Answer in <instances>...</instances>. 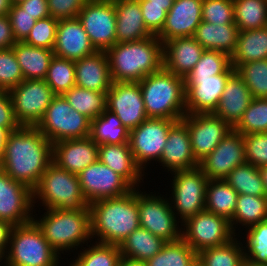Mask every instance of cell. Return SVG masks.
Masks as SVG:
<instances>
[{
  "mask_svg": "<svg viewBox=\"0 0 267 266\" xmlns=\"http://www.w3.org/2000/svg\"><path fill=\"white\" fill-rule=\"evenodd\" d=\"M53 162V143L36 127L21 126L6 140L2 170L33 190Z\"/></svg>",
  "mask_w": 267,
  "mask_h": 266,
  "instance_id": "1",
  "label": "cell"
},
{
  "mask_svg": "<svg viewBox=\"0 0 267 266\" xmlns=\"http://www.w3.org/2000/svg\"><path fill=\"white\" fill-rule=\"evenodd\" d=\"M92 240L120 245L140 227L138 188L116 197L89 204Z\"/></svg>",
  "mask_w": 267,
  "mask_h": 266,
  "instance_id": "2",
  "label": "cell"
},
{
  "mask_svg": "<svg viewBox=\"0 0 267 266\" xmlns=\"http://www.w3.org/2000/svg\"><path fill=\"white\" fill-rule=\"evenodd\" d=\"M41 211L34 209L32 221L51 247L60 256L63 255L64 260H68V257L72 256L70 254H74L92 241L89 207L81 210L44 209V213ZM64 255L68 257L65 258Z\"/></svg>",
  "mask_w": 267,
  "mask_h": 266,
  "instance_id": "3",
  "label": "cell"
},
{
  "mask_svg": "<svg viewBox=\"0 0 267 266\" xmlns=\"http://www.w3.org/2000/svg\"><path fill=\"white\" fill-rule=\"evenodd\" d=\"M106 53L112 82H139L163 68V43L154 35L116 43Z\"/></svg>",
  "mask_w": 267,
  "mask_h": 266,
  "instance_id": "4",
  "label": "cell"
},
{
  "mask_svg": "<svg viewBox=\"0 0 267 266\" xmlns=\"http://www.w3.org/2000/svg\"><path fill=\"white\" fill-rule=\"evenodd\" d=\"M148 118L182 120L186 115L184 78L162 68L139 81Z\"/></svg>",
  "mask_w": 267,
  "mask_h": 266,
  "instance_id": "5",
  "label": "cell"
},
{
  "mask_svg": "<svg viewBox=\"0 0 267 266\" xmlns=\"http://www.w3.org/2000/svg\"><path fill=\"white\" fill-rule=\"evenodd\" d=\"M32 193L34 209L81 210L89 206L78 175L59 168L53 162L42 174Z\"/></svg>",
  "mask_w": 267,
  "mask_h": 266,
  "instance_id": "6",
  "label": "cell"
},
{
  "mask_svg": "<svg viewBox=\"0 0 267 266\" xmlns=\"http://www.w3.org/2000/svg\"><path fill=\"white\" fill-rule=\"evenodd\" d=\"M31 221L13 226L6 251V266H62L67 263ZM62 263V264H61Z\"/></svg>",
  "mask_w": 267,
  "mask_h": 266,
  "instance_id": "7",
  "label": "cell"
},
{
  "mask_svg": "<svg viewBox=\"0 0 267 266\" xmlns=\"http://www.w3.org/2000/svg\"><path fill=\"white\" fill-rule=\"evenodd\" d=\"M169 175L171 177L170 181H167L169 189L166 186L164 190L169 191L168 193L166 191L165 195L169 196L168 200L177 219L183 223L189 217L204 211L209 179L204 175L203 170L198 166Z\"/></svg>",
  "mask_w": 267,
  "mask_h": 266,
  "instance_id": "8",
  "label": "cell"
},
{
  "mask_svg": "<svg viewBox=\"0 0 267 266\" xmlns=\"http://www.w3.org/2000/svg\"><path fill=\"white\" fill-rule=\"evenodd\" d=\"M138 188V210L140 227L150 231L165 242L181 239L182 223L177 219L168 196Z\"/></svg>",
  "mask_w": 267,
  "mask_h": 266,
  "instance_id": "9",
  "label": "cell"
},
{
  "mask_svg": "<svg viewBox=\"0 0 267 266\" xmlns=\"http://www.w3.org/2000/svg\"><path fill=\"white\" fill-rule=\"evenodd\" d=\"M91 120L72 109L63 95H55L36 128L52 143L90 136Z\"/></svg>",
  "mask_w": 267,
  "mask_h": 266,
  "instance_id": "10",
  "label": "cell"
},
{
  "mask_svg": "<svg viewBox=\"0 0 267 266\" xmlns=\"http://www.w3.org/2000/svg\"><path fill=\"white\" fill-rule=\"evenodd\" d=\"M176 121L178 120L147 118L136 128L130 130L129 145L131 152L136 164L144 173L150 168V172L148 171L146 175L151 172L154 173L151 171V167L159 162L167 142L169 130Z\"/></svg>",
  "mask_w": 267,
  "mask_h": 266,
  "instance_id": "11",
  "label": "cell"
},
{
  "mask_svg": "<svg viewBox=\"0 0 267 266\" xmlns=\"http://www.w3.org/2000/svg\"><path fill=\"white\" fill-rule=\"evenodd\" d=\"M236 235L230 221L206 210L182 223L181 238L196 252L231 241Z\"/></svg>",
  "mask_w": 267,
  "mask_h": 266,
  "instance_id": "12",
  "label": "cell"
},
{
  "mask_svg": "<svg viewBox=\"0 0 267 266\" xmlns=\"http://www.w3.org/2000/svg\"><path fill=\"white\" fill-rule=\"evenodd\" d=\"M20 126L36 127L55 94L45 80H23L9 91Z\"/></svg>",
  "mask_w": 267,
  "mask_h": 266,
  "instance_id": "13",
  "label": "cell"
},
{
  "mask_svg": "<svg viewBox=\"0 0 267 266\" xmlns=\"http://www.w3.org/2000/svg\"><path fill=\"white\" fill-rule=\"evenodd\" d=\"M77 18L97 51H107L117 43L114 2L89 0Z\"/></svg>",
  "mask_w": 267,
  "mask_h": 266,
  "instance_id": "14",
  "label": "cell"
},
{
  "mask_svg": "<svg viewBox=\"0 0 267 266\" xmlns=\"http://www.w3.org/2000/svg\"><path fill=\"white\" fill-rule=\"evenodd\" d=\"M78 178L88 204L101 199L120 197L134 189L123 176L99 160L82 170Z\"/></svg>",
  "mask_w": 267,
  "mask_h": 266,
  "instance_id": "15",
  "label": "cell"
},
{
  "mask_svg": "<svg viewBox=\"0 0 267 266\" xmlns=\"http://www.w3.org/2000/svg\"><path fill=\"white\" fill-rule=\"evenodd\" d=\"M182 120L187 124L192 153L198 162L210 154L233 129L213 113L186 114Z\"/></svg>",
  "mask_w": 267,
  "mask_h": 266,
  "instance_id": "16",
  "label": "cell"
},
{
  "mask_svg": "<svg viewBox=\"0 0 267 266\" xmlns=\"http://www.w3.org/2000/svg\"><path fill=\"white\" fill-rule=\"evenodd\" d=\"M33 193L25 184L0 171V220L12 226L24 225L33 218Z\"/></svg>",
  "mask_w": 267,
  "mask_h": 266,
  "instance_id": "17",
  "label": "cell"
},
{
  "mask_svg": "<svg viewBox=\"0 0 267 266\" xmlns=\"http://www.w3.org/2000/svg\"><path fill=\"white\" fill-rule=\"evenodd\" d=\"M107 109L129 130L148 118L139 82H112L107 92Z\"/></svg>",
  "mask_w": 267,
  "mask_h": 266,
  "instance_id": "18",
  "label": "cell"
},
{
  "mask_svg": "<svg viewBox=\"0 0 267 266\" xmlns=\"http://www.w3.org/2000/svg\"><path fill=\"white\" fill-rule=\"evenodd\" d=\"M245 162L243 135L232 129L217 147L199 162V167L209 180H224L235 167Z\"/></svg>",
  "mask_w": 267,
  "mask_h": 266,
  "instance_id": "19",
  "label": "cell"
},
{
  "mask_svg": "<svg viewBox=\"0 0 267 266\" xmlns=\"http://www.w3.org/2000/svg\"><path fill=\"white\" fill-rule=\"evenodd\" d=\"M232 74L184 78L186 114L213 113Z\"/></svg>",
  "mask_w": 267,
  "mask_h": 266,
  "instance_id": "20",
  "label": "cell"
},
{
  "mask_svg": "<svg viewBox=\"0 0 267 266\" xmlns=\"http://www.w3.org/2000/svg\"><path fill=\"white\" fill-rule=\"evenodd\" d=\"M158 164L156 166H160L159 168L162 166V172H168V174L199 166V162L192 153L187 124L183 120H178L171 126Z\"/></svg>",
  "mask_w": 267,
  "mask_h": 266,
  "instance_id": "21",
  "label": "cell"
},
{
  "mask_svg": "<svg viewBox=\"0 0 267 266\" xmlns=\"http://www.w3.org/2000/svg\"><path fill=\"white\" fill-rule=\"evenodd\" d=\"M201 21L202 0H174L157 37L162 43L173 38L193 37Z\"/></svg>",
  "mask_w": 267,
  "mask_h": 266,
  "instance_id": "22",
  "label": "cell"
},
{
  "mask_svg": "<svg viewBox=\"0 0 267 266\" xmlns=\"http://www.w3.org/2000/svg\"><path fill=\"white\" fill-rule=\"evenodd\" d=\"M97 145L90 137L53 143V163L75 175L98 160Z\"/></svg>",
  "mask_w": 267,
  "mask_h": 266,
  "instance_id": "23",
  "label": "cell"
},
{
  "mask_svg": "<svg viewBox=\"0 0 267 266\" xmlns=\"http://www.w3.org/2000/svg\"><path fill=\"white\" fill-rule=\"evenodd\" d=\"M96 51L78 18L58 20L55 56L76 61Z\"/></svg>",
  "mask_w": 267,
  "mask_h": 266,
  "instance_id": "24",
  "label": "cell"
},
{
  "mask_svg": "<svg viewBox=\"0 0 267 266\" xmlns=\"http://www.w3.org/2000/svg\"><path fill=\"white\" fill-rule=\"evenodd\" d=\"M204 50L193 37L170 39L163 43V68L185 78Z\"/></svg>",
  "mask_w": 267,
  "mask_h": 266,
  "instance_id": "25",
  "label": "cell"
},
{
  "mask_svg": "<svg viewBox=\"0 0 267 266\" xmlns=\"http://www.w3.org/2000/svg\"><path fill=\"white\" fill-rule=\"evenodd\" d=\"M74 63L76 86L101 93L109 91L112 79L106 51H96Z\"/></svg>",
  "mask_w": 267,
  "mask_h": 266,
  "instance_id": "26",
  "label": "cell"
},
{
  "mask_svg": "<svg viewBox=\"0 0 267 266\" xmlns=\"http://www.w3.org/2000/svg\"><path fill=\"white\" fill-rule=\"evenodd\" d=\"M98 160L123 176L134 188L147 184L144 179L146 176V180L149 179L148 175L136 164L129 143L100 144Z\"/></svg>",
  "mask_w": 267,
  "mask_h": 266,
  "instance_id": "27",
  "label": "cell"
},
{
  "mask_svg": "<svg viewBox=\"0 0 267 266\" xmlns=\"http://www.w3.org/2000/svg\"><path fill=\"white\" fill-rule=\"evenodd\" d=\"M253 97L236 71L228 78L214 115L234 128L241 120Z\"/></svg>",
  "mask_w": 267,
  "mask_h": 266,
  "instance_id": "28",
  "label": "cell"
},
{
  "mask_svg": "<svg viewBox=\"0 0 267 266\" xmlns=\"http://www.w3.org/2000/svg\"><path fill=\"white\" fill-rule=\"evenodd\" d=\"M114 5L117 43L139 41L153 36L144 24L138 0H118Z\"/></svg>",
  "mask_w": 267,
  "mask_h": 266,
  "instance_id": "29",
  "label": "cell"
},
{
  "mask_svg": "<svg viewBox=\"0 0 267 266\" xmlns=\"http://www.w3.org/2000/svg\"><path fill=\"white\" fill-rule=\"evenodd\" d=\"M239 30L236 24L201 23L196 28L193 38L205 49L216 50L228 54H234Z\"/></svg>",
  "mask_w": 267,
  "mask_h": 266,
  "instance_id": "30",
  "label": "cell"
},
{
  "mask_svg": "<svg viewBox=\"0 0 267 266\" xmlns=\"http://www.w3.org/2000/svg\"><path fill=\"white\" fill-rule=\"evenodd\" d=\"M12 49L25 80L45 79L50 61L54 56L53 50L31 46L24 42H16Z\"/></svg>",
  "mask_w": 267,
  "mask_h": 266,
  "instance_id": "31",
  "label": "cell"
},
{
  "mask_svg": "<svg viewBox=\"0 0 267 266\" xmlns=\"http://www.w3.org/2000/svg\"><path fill=\"white\" fill-rule=\"evenodd\" d=\"M229 221L236 236L253 225L267 221V197L239 194L235 212Z\"/></svg>",
  "mask_w": 267,
  "mask_h": 266,
  "instance_id": "32",
  "label": "cell"
},
{
  "mask_svg": "<svg viewBox=\"0 0 267 266\" xmlns=\"http://www.w3.org/2000/svg\"><path fill=\"white\" fill-rule=\"evenodd\" d=\"M85 246L66 260L67 266H118L122 256L119 245L92 240Z\"/></svg>",
  "mask_w": 267,
  "mask_h": 266,
  "instance_id": "33",
  "label": "cell"
},
{
  "mask_svg": "<svg viewBox=\"0 0 267 266\" xmlns=\"http://www.w3.org/2000/svg\"><path fill=\"white\" fill-rule=\"evenodd\" d=\"M130 130L122 125L114 112L106 109L100 116L91 120L90 138L97 144L129 143Z\"/></svg>",
  "mask_w": 267,
  "mask_h": 266,
  "instance_id": "34",
  "label": "cell"
},
{
  "mask_svg": "<svg viewBox=\"0 0 267 266\" xmlns=\"http://www.w3.org/2000/svg\"><path fill=\"white\" fill-rule=\"evenodd\" d=\"M267 59V27L239 31L237 47L231 64H243Z\"/></svg>",
  "mask_w": 267,
  "mask_h": 266,
  "instance_id": "35",
  "label": "cell"
},
{
  "mask_svg": "<svg viewBox=\"0 0 267 266\" xmlns=\"http://www.w3.org/2000/svg\"><path fill=\"white\" fill-rule=\"evenodd\" d=\"M165 243L162 238L139 227L123 240L119 249L122 256L147 262L161 251Z\"/></svg>",
  "mask_w": 267,
  "mask_h": 266,
  "instance_id": "36",
  "label": "cell"
},
{
  "mask_svg": "<svg viewBox=\"0 0 267 266\" xmlns=\"http://www.w3.org/2000/svg\"><path fill=\"white\" fill-rule=\"evenodd\" d=\"M244 261V245L239 236H235L226 244L206 248L197 253L199 266H241Z\"/></svg>",
  "mask_w": 267,
  "mask_h": 266,
  "instance_id": "37",
  "label": "cell"
},
{
  "mask_svg": "<svg viewBox=\"0 0 267 266\" xmlns=\"http://www.w3.org/2000/svg\"><path fill=\"white\" fill-rule=\"evenodd\" d=\"M238 193L225 180H209L205 210L230 220L237 204Z\"/></svg>",
  "mask_w": 267,
  "mask_h": 266,
  "instance_id": "38",
  "label": "cell"
},
{
  "mask_svg": "<svg viewBox=\"0 0 267 266\" xmlns=\"http://www.w3.org/2000/svg\"><path fill=\"white\" fill-rule=\"evenodd\" d=\"M63 96L72 109L85 115L90 120L97 118L107 109V93L74 86Z\"/></svg>",
  "mask_w": 267,
  "mask_h": 266,
  "instance_id": "39",
  "label": "cell"
},
{
  "mask_svg": "<svg viewBox=\"0 0 267 266\" xmlns=\"http://www.w3.org/2000/svg\"><path fill=\"white\" fill-rule=\"evenodd\" d=\"M233 4L239 31L267 27V0H233Z\"/></svg>",
  "mask_w": 267,
  "mask_h": 266,
  "instance_id": "40",
  "label": "cell"
},
{
  "mask_svg": "<svg viewBox=\"0 0 267 266\" xmlns=\"http://www.w3.org/2000/svg\"><path fill=\"white\" fill-rule=\"evenodd\" d=\"M197 253L181 238L166 242L161 251L147 261V266H196Z\"/></svg>",
  "mask_w": 267,
  "mask_h": 266,
  "instance_id": "41",
  "label": "cell"
},
{
  "mask_svg": "<svg viewBox=\"0 0 267 266\" xmlns=\"http://www.w3.org/2000/svg\"><path fill=\"white\" fill-rule=\"evenodd\" d=\"M224 180L238 195L266 196L259 168L250 163L238 165Z\"/></svg>",
  "mask_w": 267,
  "mask_h": 266,
  "instance_id": "42",
  "label": "cell"
},
{
  "mask_svg": "<svg viewBox=\"0 0 267 266\" xmlns=\"http://www.w3.org/2000/svg\"><path fill=\"white\" fill-rule=\"evenodd\" d=\"M239 237L244 245L245 260L267 266V221L247 228Z\"/></svg>",
  "mask_w": 267,
  "mask_h": 266,
  "instance_id": "43",
  "label": "cell"
},
{
  "mask_svg": "<svg viewBox=\"0 0 267 266\" xmlns=\"http://www.w3.org/2000/svg\"><path fill=\"white\" fill-rule=\"evenodd\" d=\"M44 80L55 95H63L76 86L74 61L54 55Z\"/></svg>",
  "mask_w": 267,
  "mask_h": 266,
  "instance_id": "44",
  "label": "cell"
},
{
  "mask_svg": "<svg viewBox=\"0 0 267 266\" xmlns=\"http://www.w3.org/2000/svg\"><path fill=\"white\" fill-rule=\"evenodd\" d=\"M231 57L216 50H204L200 60L185 78H206L217 74H233Z\"/></svg>",
  "mask_w": 267,
  "mask_h": 266,
  "instance_id": "45",
  "label": "cell"
},
{
  "mask_svg": "<svg viewBox=\"0 0 267 266\" xmlns=\"http://www.w3.org/2000/svg\"><path fill=\"white\" fill-rule=\"evenodd\" d=\"M232 66L244 80L253 98H267V59Z\"/></svg>",
  "mask_w": 267,
  "mask_h": 266,
  "instance_id": "46",
  "label": "cell"
},
{
  "mask_svg": "<svg viewBox=\"0 0 267 266\" xmlns=\"http://www.w3.org/2000/svg\"><path fill=\"white\" fill-rule=\"evenodd\" d=\"M233 129L242 135L267 132V98H253Z\"/></svg>",
  "mask_w": 267,
  "mask_h": 266,
  "instance_id": "47",
  "label": "cell"
},
{
  "mask_svg": "<svg viewBox=\"0 0 267 266\" xmlns=\"http://www.w3.org/2000/svg\"><path fill=\"white\" fill-rule=\"evenodd\" d=\"M24 80L12 48L0 49V90L10 91Z\"/></svg>",
  "mask_w": 267,
  "mask_h": 266,
  "instance_id": "48",
  "label": "cell"
},
{
  "mask_svg": "<svg viewBox=\"0 0 267 266\" xmlns=\"http://www.w3.org/2000/svg\"><path fill=\"white\" fill-rule=\"evenodd\" d=\"M57 23L58 19L51 16L37 20L23 42L31 46L53 50L56 42Z\"/></svg>",
  "mask_w": 267,
  "mask_h": 266,
  "instance_id": "49",
  "label": "cell"
},
{
  "mask_svg": "<svg viewBox=\"0 0 267 266\" xmlns=\"http://www.w3.org/2000/svg\"><path fill=\"white\" fill-rule=\"evenodd\" d=\"M202 21L217 25L235 24L233 0H202Z\"/></svg>",
  "mask_w": 267,
  "mask_h": 266,
  "instance_id": "50",
  "label": "cell"
},
{
  "mask_svg": "<svg viewBox=\"0 0 267 266\" xmlns=\"http://www.w3.org/2000/svg\"><path fill=\"white\" fill-rule=\"evenodd\" d=\"M245 160L257 168L267 165V132L243 135Z\"/></svg>",
  "mask_w": 267,
  "mask_h": 266,
  "instance_id": "51",
  "label": "cell"
},
{
  "mask_svg": "<svg viewBox=\"0 0 267 266\" xmlns=\"http://www.w3.org/2000/svg\"><path fill=\"white\" fill-rule=\"evenodd\" d=\"M8 17L10 18L12 33L16 42H23L37 21L18 4H12Z\"/></svg>",
  "mask_w": 267,
  "mask_h": 266,
  "instance_id": "52",
  "label": "cell"
},
{
  "mask_svg": "<svg viewBox=\"0 0 267 266\" xmlns=\"http://www.w3.org/2000/svg\"><path fill=\"white\" fill-rule=\"evenodd\" d=\"M147 30L157 36L165 23L167 12L172 6L148 5V0H138Z\"/></svg>",
  "mask_w": 267,
  "mask_h": 266,
  "instance_id": "53",
  "label": "cell"
},
{
  "mask_svg": "<svg viewBox=\"0 0 267 266\" xmlns=\"http://www.w3.org/2000/svg\"><path fill=\"white\" fill-rule=\"evenodd\" d=\"M89 0H47L50 16L61 19L77 18L80 10Z\"/></svg>",
  "mask_w": 267,
  "mask_h": 266,
  "instance_id": "54",
  "label": "cell"
},
{
  "mask_svg": "<svg viewBox=\"0 0 267 266\" xmlns=\"http://www.w3.org/2000/svg\"><path fill=\"white\" fill-rule=\"evenodd\" d=\"M0 127L7 129L9 132L16 131L21 127L15 118L9 91L3 90H0Z\"/></svg>",
  "mask_w": 267,
  "mask_h": 266,
  "instance_id": "55",
  "label": "cell"
},
{
  "mask_svg": "<svg viewBox=\"0 0 267 266\" xmlns=\"http://www.w3.org/2000/svg\"><path fill=\"white\" fill-rule=\"evenodd\" d=\"M18 5L36 20L50 16L47 0H22Z\"/></svg>",
  "mask_w": 267,
  "mask_h": 266,
  "instance_id": "56",
  "label": "cell"
},
{
  "mask_svg": "<svg viewBox=\"0 0 267 266\" xmlns=\"http://www.w3.org/2000/svg\"><path fill=\"white\" fill-rule=\"evenodd\" d=\"M15 43L10 18L8 15L0 16V49L12 48Z\"/></svg>",
  "mask_w": 267,
  "mask_h": 266,
  "instance_id": "57",
  "label": "cell"
},
{
  "mask_svg": "<svg viewBox=\"0 0 267 266\" xmlns=\"http://www.w3.org/2000/svg\"><path fill=\"white\" fill-rule=\"evenodd\" d=\"M12 228L13 226L10 223L0 220V249L5 254L8 248Z\"/></svg>",
  "mask_w": 267,
  "mask_h": 266,
  "instance_id": "58",
  "label": "cell"
},
{
  "mask_svg": "<svg viewBox=\"0 0 267 266\" xmlns=\"http://www.w3.org/2000/svg\"><path fill=\"white\" fill-rule=\"evenodd\" d=\"M118 266H147V262L129 258L126 256H121Z\"/></svg>",
  "mask_w": 267,
  "mask_h": 266,
  "instance_id": "59",
  "label": "cell"
},
{
  "mask_svg": "<svg viewBox=\"0 0 267 266\" xmlns=\"http://www.w3.org/2000/svg\"><path fill=\"white\" fill-rule=\"evenodd\" d=\"M9 133L10 132L7 129L0 127V161L5 154L6 140Z\"/></svg>",
  "mask_w": 267,
  "mask_h": 266,
  "instance_id": "60",
  "label": "cell"
},
{
  "mask_svg": "<svg viewBox=\"0 0 267 266\" xmlns=\"http://www.w3.org/2000/svg\"><path fill=\"white\" fill-rule=\"evenodd\" d=\"M11 6V0H0V16L8 15Z\"/></svg>",
  "mask_w": 267,
  "mask_h": 266,
  "instance_id": "61",
  "label": "cell"
},
{
  "mask_svg": "<svg viewBox=\"0 0 267 266\" xmlns=\"http://www.w3.org/2000/svg\"><path fill=\"white\" fill-rule=\"evenodd\" d=\"M259 173L264 185L265 194L267 197V165L259 167Z\"/></svg>",
  "mask_w": 267,
  "mask_h": 266,
  "instance_id": "62",
  "label": "cell"
},
{
  "mask_svg": "<svg viewBox=\"0 0 267 266\" xmlns=\"http://www.w3.org/2000/svg\"><path fill=\"white\" fill-rule=\"evenodd\" d=\"M174 0H148V5L172 6Z\"/></svg>",
  "mask_w": 267,
  "mask_h": 266,
  "instance_id": "63",
  "label": "cell"
},
{
  "mask_svg": "<svg viewBox=\"0 0 267 266\" xmlns=\"http://www.w3.org/2000/svg\"><path fill=\"white\" fill-rule=\"evenodd\" d=\"M0 266H6V254L0 249Z\"/></svg>",
  "mask_w": 267,
  "mask_h": 266,
  "instance_id": "64",
  "label": "cell"
},
{
  "mask_svg": "<svg viewBox=\"0 0 267 266\" xmlns=\"http://www.w3.org/2000/svg\"><path fill=\"white\" fill-rule=\"evenodd\" d=\"M241 266H262V265H256L252 264L250 261L245 260Z\"/></svg>",
  "mask_w": 267,
  "mask_h": 266,
  "instance_id": "65",
  "label": "cell"
},
{
  "mask_svg": "<svg viewBox=\"0 0 267 266\" xmlns=\"http://www.w3.org/2000/svg\"><path fill=\"white\" fill-rule=\"evenodd\" d=\"M20 1H22V0H11V3L12 4H18Z\"/></svg>",
  "mask_w": 267,
  "mask_h": 266,
  "instance_id": "66",
  "label": "cell"
},
{
  "mask_svg": "<svg viewBox=\"0 0 267 266\" xmlns=\"http://www.w3.org/2000/svg\"><path fill=\"white\" fill-rule=\"evenodd\" d=\"M104 1L115 2V1H118V0H104Z\"/></svg>",
  "mask_w": 267,
  "mask_h": 266,
  "instance_id": "67",
  "label": "cell"
}]
</instances>
